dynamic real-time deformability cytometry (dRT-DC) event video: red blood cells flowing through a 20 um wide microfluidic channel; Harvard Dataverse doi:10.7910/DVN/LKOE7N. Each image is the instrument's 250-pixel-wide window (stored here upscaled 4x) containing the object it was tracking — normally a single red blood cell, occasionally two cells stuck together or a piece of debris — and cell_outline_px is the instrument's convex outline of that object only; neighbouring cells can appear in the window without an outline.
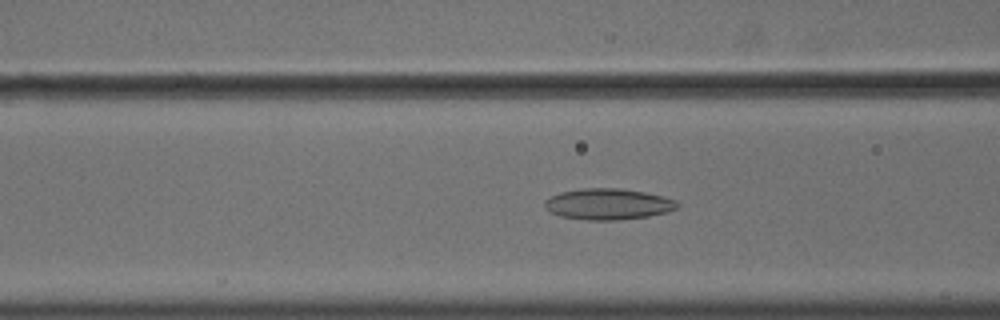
{"species": "common noctule bat (a hibernating species)", "species_latin": "Nyctalus noctula", "temperature_condition": "cold", "stored_images_in_passage": 47, "camera_frame_rate_fps": 3000, "um_per_image_px": 0.085, "animal": {"sex": "male", "body_mass_g": 18.8}, "frame": {"image": 1, "passage_image": 14, "time_ms": 4.333, "image_size_px": [1000, 320], "cell_outline_px": [[680, 204], [676, 208], [668, 212], [648, 216], [616, 220], [588, 220], [560, 216], [548, 212], [544, 208], [544, 200], [560, 192], [584, 188], [620, 188], [644, 192], [676, 200]], "centroid_in_image_um": [51.65, 17.35], "position_along_channel_um": 114.9, "area_um2": 24.04}}
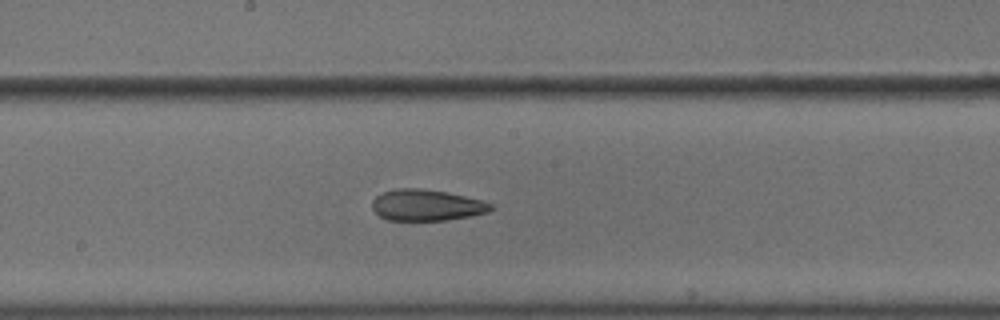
{"frame": {"image": 2, "passage_image": 22, "time_ms": 7.0, "image_size_px": [1000, 320], "cell_outline_px": [[492, 208], [488, 212], [468, 216], [444, 220], [388, 220], [380, 216], [372, 208], [372, 200], [376, 196], [384, 192], [396, 188], [420, 188], [448, 192], [480, 200], [492, 204]], "centroid_in_image_um": [36.22, 17.43], "position_along_channel_um": 212.0, "area_um2": 21.39}}
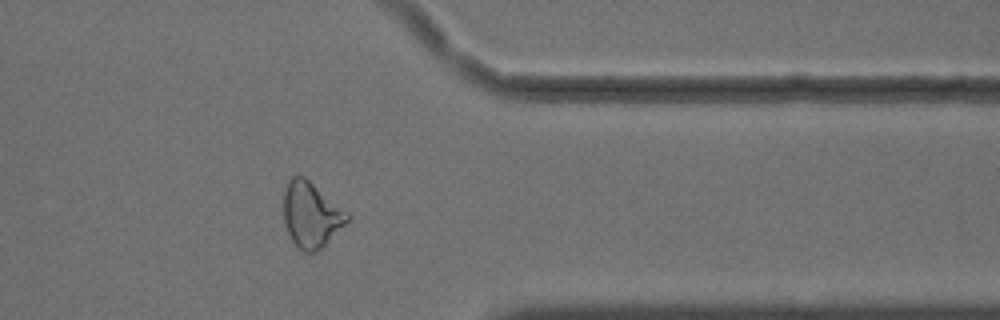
{"frame": {"image": 3, "passage_image": 37, "time_ms": 12.0, "image_size_px": [1000, 320], "cell_outline_px": [[352, 216], [316, 252], [304, 252], [292, 240], [288, 232], [284, 220], [284, 192], [288, 180], [292, 176], [304, 176], [348, 212]], "centroid_in_image_um": [26.44, 18.22], "position_along_channel_um": 385.0, "area_um2": 23.76}, "authors_computed_cell_mechanics": {"area_um2": 23.9292, "velocity_mm_per_s": 3.6185, "shape_relaxation_time_tau1_ms": null, "shape_relaxation_time_tau2_ms": 4.2603, "deformation_change_tau1": null, "deformation_change_tau2": 0.1319}}